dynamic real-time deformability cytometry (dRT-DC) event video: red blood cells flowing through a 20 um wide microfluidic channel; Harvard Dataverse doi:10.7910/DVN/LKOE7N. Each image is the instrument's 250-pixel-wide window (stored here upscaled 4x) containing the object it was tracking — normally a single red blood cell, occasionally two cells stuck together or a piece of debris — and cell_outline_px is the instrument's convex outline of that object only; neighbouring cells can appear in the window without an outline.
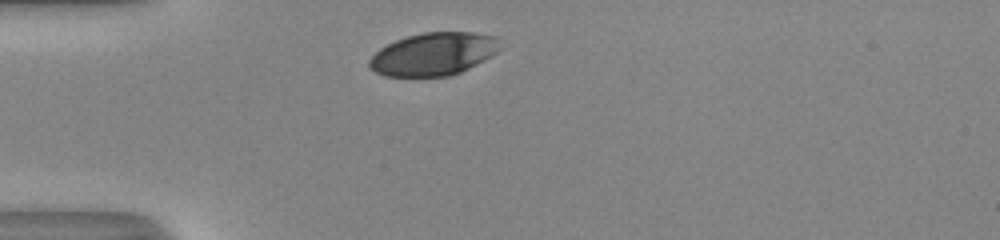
{"species": "human", "species_latin": "Homo sapiens", "temperature_condition": "room temperature", "stored_images_in_passage": 28, "camera_frame_rate_fps": 3000, "um_per_image_px": 0.085, "donor": {"sex": "male"}, "frame": {"image": 1, "passage_image": 1, "time_ms": 0.0, "image_size_px": [1000, 240], "cell_outline_px": [[500, 48], [496, 52], [468, 68], [460, 72], [448, 76], [384, 76], [376, 72], [368, 64], [368, 60], [380, 48], [396, 40], [408, 36], [424, 32], [472, 32], [496, 36]], "centroid_in_image_um": [36.82, 4.59], "position_along_channel_um": 48.2, "area_um2": 32.19}}
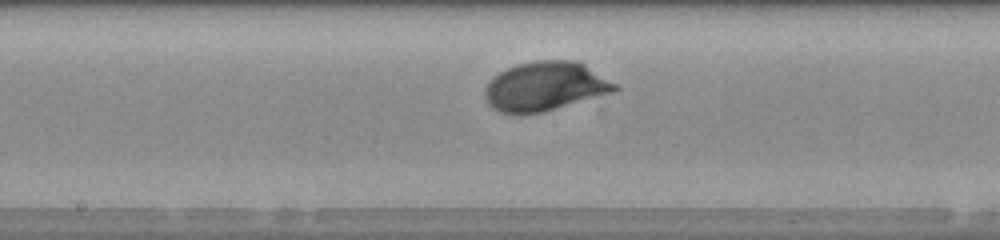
{"frame": {"image": 2, "passage_image": 14, "time_ms": 4.333, "image_size_px": [1000, 240], "cell_outline_px": [[620, 88], [612, 92], [544, 112], [520, 116], [500, 112], [492, 108], [488, 104], [484, 96], [484, 92], [488, 84], [500, 72], [516, 64], [536, 60], [580, 60], [616, 84]], "centroid_in_image_um": [46.33, 7.35], "position_along_channel_um": 201.9, "area_um2": 37.45}}
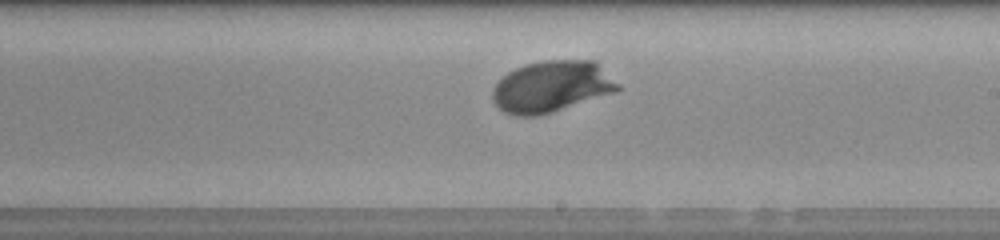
{"frame": {"image": 3, "passage_image": 17, "time_ms": 5.333, "image_size_px": [1000, 240], "cell_outline_px": [[620, 88], [616, 92], [552, 112], [536, 116], [516, 116], [504, 112], [492, 100], [492, 92], [496, 84], [508, 72], [524, 64], [544, 60], [596, 60], [620, 84]], "centroid_in_image_um": [46.92, 7.35], "position_along_channel_um": 242.1, "area_um2": 37.63}, "authors_computed_cell_mechanics": {"area_um2": 35.9805, "velocity_mm_per_s": 4.0389, "shape_relaxation_time_tau1_ms": 2.0086, "shape_relaxation_time_tau2_ms": null, "deformation_change_tau1": 0.1327, "deformation_change_tau2": null}}